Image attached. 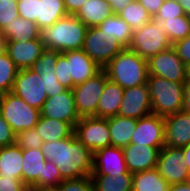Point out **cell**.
<instances>
[{"label": "cell", "instance_id": "6da1fadb", "mask_svg": "<svg viewBox=\"0 0 190 191\" xmlns=\"http://www.w3.org/2000/svg\"><path fill=\"white\" fill-rule=\"evenodd\" d=\"M41 150L46 160L57 166L63 179H78L92 174L94 153L74 133L65 139L44 142Z\"/></svg>", "mask_w": 190, "mask_h": 191}, {"label": "cell", "instance_id": "7a4b0ae2", "mask_svg": "<svg viewBox=\"0 0 190 191\" xmlns=\"http://www.w3.org/2000/svg\"><path fill=\"white\" fill-rule=\"evenodd\" d=\"M88 27L75 15H66L50 27L40 30L46 50L63 53L82 49Z\"/></svg>", "mask_w": 190, "mask_h": 191}, {"label": "cell", "instance_id": "3957f363", "mask_svg": "<svg viewBox=\"0 0 190 191\" xmlns=\"http://www.w3.org/2000/svg\"><path fill=\"white\" fill-rule=\"evenodd\" d=\"M103 70L108 80L123 89L147 84L149 76L147 59L129 48H123Z\"/></svg>", "mask_w": 190, "mask_h": 191}, {"label": "cell", "instance_id": "277c9868", "mask_svg": "<svg viewBox=\"0 0 190 191\" xmlns=\"http://www.w3.org/2000/svg\"><path fill=\"white\" fill-rule=\"evenodd\" d=\"M147 85L153 114L165 117L181 111L184 83H177L165 78L149 75Z\"/></svg>", "mask_w": 190, "mask_h": 191}, {"label": "cell", "instance_id": "5b68a950", "mask_svg": "<svg viewBox=\"0 0 190 191\" xmlns=\"http://www.w3.org/2000/svg\"><path fill=\"white\" fill-rule=\"evenodd\" d=\"M0 113L16 135L34 128L41 116L40 110L32 108L12 92L0 95Z\"/></svg>", "mask_w": 190, "mask_h": 191}, {"label": "cell", "instance_id": "8992f818", "mask_svg": "<svg viewBox=\"0 0 190 191\" xmlns=\"http://www.w3.org/2000/svg\"><path fill=\"white\" fill-rule=\"evenodd\" d=\"M172 47L165 29L160 22L151 19L140 29L133 31L129 49L135 51L140 57H149Z\"/></svg>", "mask_w": 190, "mask_h": 191}, {"label": "cell", "instance_id": "52a82bcc", "mask_svg": "<svg viewBox=\"0 0 190 191\" xmlns=\"http://www.w3.org/2000/svg\"><path fill=\"white\" fill-rule=\"evenodd\" d=\"M107 81V74L102 69L94 77L72 89L76 110L80 118L97 117V107Z\"/></svg>", "mask_w": 190, "mask_h": 191}, {"label": "cell", "instance_id": "ba28073f", "mask_svg": "<svg viewBox=\"0 0 190 191\" xmlns=\"http://www.w3.org/2000/svg\"><path fill=\"white\" fill-rule=\"evenodd\" d=\"M147 64L149 75L169 81L184 83L190 75V69L178 57L173 47L149 57Z\"/></svg>", "mask_w": 190, "mask_h": 191}, {"label": "cell", "instance_id": "9c48e42d", "mask_svg": "<svg viewBox=\"0 0 190 191\" xmlns=\"http://www.w3.org/2000/svg\"><path fill=\"white\" fill-rule=\"evenodd\" d=\"M76 138L93 153L111 146L108 119L83 117L74 127Z\"/></svg>", "mask_w": 190, "mask_h": 191}, {"label": "cell", "instance_id": "30bf717a", "mask_svg": "<svg viewBox=\"0 0 190 191\" xmlns=\"http://www.w3.org/2000/svg\"><path fill=\"white\" fill-rule=\"evenodd\" d=\"M112 37L98 27H90L86 31L82 49L102 69L123 49Z\"/></svg>", "mask_w": 190, "mask_h": 191}, {"label": "cell", "instance_id": "8fae6325", "mask_svg": "<svg viewBox=\"0 0 190 191\" xmlns=\"http://www.w3.org/2000/svg\"><path fill=\"white\" fill-rule=\"evenodd\" d=\"M11 92L37 110L48 98L42 78L30 68L17 71Z\"/></svg>", "mask_w": 190, "mask_h": 191}, {"label": "cell", "instance_id": "7c38bea8", "mask_svg": "<svg viewBox=\"0 0 190 191\" xmlns=\"http://www.w3.org/2000/svg\"><path fill=\"white\" fill-rule=\"evenodd\" d=\"M156 169L170 185L189 182L190 173L182 148L164 145L160 149Z\"/></svg>", "mask_w": 190, "mask_h": 191}, {"label": "cell", "instance_id": "4fadbf2b", "mask_svg": "<svg viewBox=\"0 0 190 191\" xmlns=\"http://www.w3.org/2000/svg\"><path fill=\"white\" fill-rule=\"evenodd\" d=\"M43 117L67 122L73 129L80 120L73 91L67 89L59 95L48 97L40 110Z\"/></svg>", "mask_w": 190, "mask_h": 191}, {"label": "cell", "instance_id": "5bb4252c", "mask_svg": "<svg viewBox=\"0 0 190 191\" xmlns=\"http://www.w3.org/2000/svg\"><path fill=\"white\" fill-rule=\"evenodd\" d=\"M67 58L68 89L94 77L102 68L93 61L83 49L70 50L62 53Z\"/></svg>", "mask_w": 190, "mask_h": 191}, {"label": "cell", "instance_id": "9a60e30c", "mask_svg": "<svg viewBox=\"0 0 190 191\" xmlns=\"http://www.w3.org/2000/svg\"><path fill=\"white\" fill-rule=\"evenodd\" d=\"M152 114V104L147 84L124 89L118 115L139 119Z\"/></svg>", "mask_w": 190, "mask_h": 191}, {"label": "cell", "instance_id": "2e32d148", "mask_svg": "<svg viewBox=\"0 0 190 191\" xmlns=\"http://www.w3.org/2000/svg\"><path fill=\"white\" fill-rule=\"evenodd\" d=\"M130 143L164 146V117L152 113L137 119V125Z\"/></svg>", "mask_w": 190, "mask_h": 191}, {"label": "cell", "instance_id": "e0dca14e", "mask_svg": "<svg viewBox=\"0 0 190 191\" xmlns=\"http://www.w3.org/2000/svg\"><path fill=\"white\" fill-rule=\"evenodd\" d=\"M163 146H147L130 143L122 148L127 170L134 174L155 169Z\"/></svg>", "mask_w": 190, "mask_h": 191}, {"label": "cell", "instance_id": "ac0fdd59", "mask_svg": "<svg viewBox=\"0 0 190 191\" xmlns=\"http://www.w3.org/2000/svg\"><path fill=\"white\" fill-rule=\"evenodd\" d=\"M190 143V113L179 111L164 117V145L182 148Z\"/></svg>", "mask_w": 190, "mask_h": 191}, {"label": "cell", "instance_id": "d6986e66", "mask_svg": "<svg viewBox=\"0 0 190 191\" xmlns=\"http://www.w3.org/2000/svg\"><path fill=\"white\" fill-rule=\"evenodd\" d=\"M45 50L40 38L6 43V52L18 70L31 68Z\"/></svg>", "mask_w": 190, "mask_h": 191}, {"label": "cell", "instance_id": "ffe728a7", "mask_svg": "<svg viewBox=\"0 0 190 191\" xmlns=\"http://www.w3.org/2000/svg\"><path fill=\"white\" fill-rule=\"evenodd\" d=\"M127 167L123 150L120 147L108 146L94 152L91 175H118L126 173Z\"/></svg>", "mask_w": 190, "mask_h": 191}, {"label": "cell", "instance_id": "44dd1931", "mask_svg": "<svg viewBox=\"0 0 190 191\" xmlns=\"http://www.w3.org/2000/svg\"><path fill=\"white\" fill-rule=\"evenodd\" d=\"M22 157V181L40 187V176H43L44 163L47 161L41 148L22 149Z\"/></svg>", "mask_w": 190, "mask_h": 191}, {"label": "cell", "instance_id": "7402d4cb", "mask_svg": "<svg viewBox=\"0 0 190 191\" xmlns=\"http://www.w3.org/2000/svg\"><path fill=\"white\" fill-rule=\"evenodd\" d=\"M113 14L111 5L105 0H87L75 16L90 28L98 27Z\"/></svg>", "mask_w": 190, "mask_h": 191}, {"label": "cell", "instance_id": "603a6c76", "mask_svg": "<svg viewBox=\"0 0 190 191\" xmlns=\"http://www.w3.org/2000/svg\"><path fill=\"white\" fill-rule=\"evenodd\" d=\"M124 89L118 84L108 80L105 83L97 107V118L108 119L118 115V110L123 100Z\"/></svg>", "mask_w": 190, "mask_h": 191}, {"label": "cell", "instance_id": "cb8c5ba5", "mask_svg": "<svg viewBox=\"0 0 190 191\" xmlns=\"http://www.w3.org/2000/svg\"><path fill=\"white\" fill-rule=\"evenodd\" d=\"M111 146L124 148L130 144L137 119L116 115L108 118Z\"/></svg>", "mask_w": 190, "mask_h": 191}, {"label": "cell", "instance_id": "d4e9b609", "mask_svg": "<svg viewBox=\"0 0 190 191\" xmlns=\"http://www.w3.org/2000/svg\"><path fill=\"white\" fill-rule=\"evenodd\" d=\"M22 148L16 143L0 148V176L22 180Z\"/></svg>", "mask_w": 190, "mask_h": 191}, {"label": "cell", "instance_id": "484cf974", "mask_svg": "<svg viewBox=\"0 0 190 191\" xmlns=\"http://www.w3.org/2000/svg\"><path fill=\"white\" fill-rule=\"evenodd\" d=\"M35 128L44 142L65 139L74 133V129L67 122L43 116H40Z\"/></svg>", "mask_w": 190, "mask_h": 191}, {"label": "cell", "instance_id": "4316f807", "mask_svg": "<svg viewBox=\"0 0 190 191\" xmlns=\"http://www.w3.org/2000/svg\"><path fill=\"white\" fill-rule=\"evenodd\" d=\"M2 33L7 42L29 41L40 38L38 25L22 17L15 18L11 24L2 30Z\"/></svg>", "mask_w": 190, "mask_h": 191}, {"label": "cell", "instance_id": "83f0119b", "mask_svg": "<svg viewBox=\"0 0 190 191\" xmlns=\"http://www.w3.org/2000/svg\"><path fill=\"white\" fill-rule=\"evenodd\" d=\"M98 28L102 32L110 35L114 42H118L124 48L129 47L132 40L133 31L118 14H113L112 16L108 17L98 26Z\"/></svg>", "mask_w": 190, "mask_h": 191}, {"label": "cell", "instance_id": "f1b7e54d", "mask_svg": "<svg viewBox=\"0 0 190 191\" xmlns=\"http://www.w3.org/2000/svg\"><path fill=\"white\" fill-rule=\"evenodd\" d=\"M68 15L64 0H39L37 25L41 29L50 27Z\"/></svg>", "mask_w": 190, "mask_h": 191}, {"label": "cell", "instance_id": "f546056e", "mask_svg": "<svg viewBox=\"0 0 190 191\" xmlns=\"http://www.w3.org/2000/svg\"><path fill=\"white\" fill-rule=\"evenodd\" d=\"M94 191H132L133 174L90 175Z\"/></svg>", "mask_w": 190, "mask_h": 191}, {"label": "cell", "instance_id": "4dcf8cb0", "mask_svg": "<svg viewBox=\"0 0 190 191\" xmlns=\"http://www.w3.org/2000/svg\"><path fill=\"white\" fill-rule=\"evenodd\" d=\"M169 187L156 168L133 174L132 191H168Z\"/></svg>", "mask_w": 190, "mask_h": 191}, {"label": "cell", "instance_id": "1f68e13d", "mask_svg": "<svg viewBox=\"0 0 190 191\" xmlns=\"http://www.w3.org/2000/svg\"><path fill=\"white\" fill-rule=\"evenodd\" d=\"M118 15L131 27L132 31L140 29L152 19L137 0H131Z\"/></svg>", "mask_w": 190, "mask_h": 191}, {"label": "cell", "instance_id": "d6a6232c", "mask_svg": "<svg viewBox=\"0 0 190 191\" xmlns=\"http://www.w3.org/2000/svg\"><path fill=\"white\" fill-rule=\"evenodd\" d=\"M171 44L186 38L190 34V16H179L160 22Z\"/></svg>", "mask_w": 190, "mask_h": 191}, {"label": "cell", "instance_id": "836d02e7", "mask_svg": "<svg viewBox=\"0 0 190 191\" xmlns=\"http://www.w3.org/2000/svg\"><path fill=\"white\" fill-rule=\"evenodd\" d=\"M17 71L7 52L0 53V95L12 91Z\"/></svg>", "mask_w": 190, "mask_h": 191}, {"label": "cell", "instance_id": "e575fe53", "mask_svg": "<svg viewBox=\"0 0 190 191\" xmlns=\"http://www.w3.org/2000/svg\"><path fill=\"white\" fill-rule=\"evenodd\" d=\"M63 180L57 166L47 160L44 163L43 176H40V187L42 189H56Z\"/></svg>", "mask_w": 190, "mask_h": 191}, {"label": "cell", "instance_id": "d590c367", "mask_svg": "<svg viewBox=\"0 0 190 191\" xmlns=\"http://www.w3.org/2000/svg\"><path fill=\"white\" fill-rule=\"evenodd\" d=\"M184 10L178 0H164L163 5L153 18L157 22L185 16Z\"/></svg>", "mask_w": 190, "mask_h": 191}, {"label": "cell", "instance_id": "8d00e7d4", "mask_svg": "<svg viewBox=\"0 0 190 191\" xmlns=\"http://www.w3.org/2000/svg\"><path fill=\"white\" fill-rule=\"evenodd\" d=\"M44 141L34 127L29 130H24L16 135V144L22 149H37L41 148Z\"/></svg>", "mask_w": 190, "mask_h": 191}, {"label": "cell", "instance_id": "74e56055", "mask_svg": "<svg viewBox=\"0 0 190 191\" xmlns=\"http://www.w3.org/2000/svg\"><path fill=\"white\" fill-rule=\"evenodd\" d=\"M59 54L60 53L57 51L45 50L30 69L38 74L47 71H55V65Z\"/></svg>", "mask_w": 190, "mask_h": 191}, {"label": "cell", "instance_id": "f35d334b", "mask_svg": "<svg viewBox=\"0 0 190 191\" xmlns=\"http://www.w3.org/2000/svg\"><path fill=\"white\" fill-rule=\"evenodd\" d=\"M57 191H94L90 176L78 179H64L57 187Z\"/></svg>", "mask_w": 190, "mask_h": 191}, {"label": "cell", "instance_id": "ab89813d", "mask_svg": "<svg viewBox=\"0 0 190 191\" xmlns=\"http://www.w3.org/2000/svg\"><path fill=\"white\" fill-rule=\"evenodd\" d=\"M19 17L17 0H0V30Z\"/></svg>", "mask_w": 190, "mask_h": 191}, {"label": "cell", "instance_id": "60d3db41", "mask_svg": "<svg viewBox=\"0 0 190 191\" xmlns=\"http://www.w3.org/2000/svg\"><path fill=\"white\" fill-rule=\"evenodd\" d=\"M39 0H17L19 17L37 24Z\"/></svg>", "mask_w": 190, "mask_h": 191}, {"label": "cell", "instance_id": "b9f144b4", "mask_svg": "<svg viewBox=\"0 0 190 191\" xmlns=\"http://www.w3.org/2000/svg\"><path fill=\"white\" fill-rule=\"evenodd\" d=\"M39 75L42 78L43 84L45 85V91L48 97L59 95L67 90V88L58 82L54 71L43 72Z\"/></svg>", "mask_w": 190, "mask_h": 191}, {"label": "cell", "instance_id": "7bdbcfd3", "mask_svg": "<svg viewBox=\"0 0 190 191\" xmlns=\"http://www.w3.org/2000/svg\"><path fill=\"white\" fill-rule=\"evenodd\" d=\"M16 143V134L0 113V148Z\"/></svg>", "mask_w": 190, "mask_h": 191}, {"label": "cell", "instance_id": "ee69618b", "mask_svg": "<svg viewBox=\"0 0 190 191\" xmlns=\"http://www.w3.org/2000/svg\"><path fill=\"white\" fill-rule=\"evenodd\" d=\"M172 47L182 62L190 69V34L186 38L176 41Z\"/></svg>", "mask_w": 190, "mask_h": 191}, {"label": "cell", "instance_id": "f6af8a7d", "mask_svg": "<svg viewBox=\"0 0 190 191\" xmlns=\"http://www.w3.org/2000/svg\"><path fill=\"white\" fill-rule=\"evenodd\" d=\"M54 72L58 82L68 89L67 58L62 53L58 55Z\"/></svg>", "mask_w": 190, "mask_h": 191}, {"label": "cell", "instance_id": "bcb514c9", "mask_svg": "<svg viewBox=\"0 0 190 191\" xmlns=\"http://www.w3.org/2000/svg\"><path fill=\"white\" fill-rule=\"evenodd\" d=\"M24 185V182L17 177L0 176V191H21Z\"/></svg>", "mask_w": 190, "mask_h": 191}, {"label": "cell", "instance_id": "7dc6e473", "mask_svg": "<svg viewBox=\"0 0 190 191\" xmlns=\"http://www.w3.org/2000/svg\"><path fill=\"white\" fill-rule=\"evenodd\" d=\"M148 12L153 19L160 7L163 5L164 0H137Z\"/></svg>", "mask_w": 190, "mask_h": 191}, {"label": "cell", "instance_id": "c3c4849f", "mask_svg": "<svg viewBox=\"0 0 190 191\" xmlns=\"http://www.w3.org/2000/svg\"><path fill=\"white\" fill-rule=\"evenodd\" d=\"M87 0H64V5L69 15H75Z\"/></svg>", "mask_w": 190, "mask_h": 191}, {"label": "cell", "instance_id": "681fc988", "mask_svg": "<svg viewBox=\"0 0 190 191\" xmlns=\"http://www.w3.org/2000/svg\"><path fill=\"white\" fill-rule=\"evenodd\" d=\"M181 111L190 113V75L184 82L183 104Z\"/></svg>", "mask_w": 190, "mask_h": 191}, {"label": "cell", "instance_id": "f907efd6", "mask_svg": "<svg viewBox=\"0 0 190 191\" xmlns=\"http://www.w3.org/2000/svg\"><path fill=\"white\" fill-rule=\"evenodd\" d=\"M112 7L114 14L120 13L131 0H105Z\"/></svg>", "mask_w": 190, "mask_h": 191}, {"label": "cell", "instance_id": "816d5d0a", "mask_svg": "<svg viewBox=\"0 0 190 191\" xmlns=\"http://www.w3.org/2000/svg\"><path fill=\"white\" fill-rule=\"evenodd\" d=\"M168 191H190V183L185 182V183L170 185Z\"/></svg>", "mask_w": 190, "mask_h": 191}, {"label": "cell", "instance_id": "f5cc1de1", "mask_svg": "<svg viewBox=\"0 0 190 191\" xmlns=\"http://www.w3.org/2000/svg\"><path fill=\"white\" fill-rule=\"evenodd\" d=\"M183 154H184V160L186 162V166L188 168V171L190 173V143L184 147H182Z\"/></svg>", "mask_w": 190, "mask_h": 191}, {"label": "cell", "instance_id": "db71d44e", "mask_svg": "<svg viewBox=\"0 0 190 191\" xmlns=\"http://www.w3.org/2000/svg\"><path fill=\"white\" fill-rule=\"evenodd\" d=\"M178 1L184 10V13L190 16V0H178Z\"/></svg>", "mask_w": 190, "mask_h": 191}, {"label": "cell", "instance_id": "11a10c76", "mask_svg": "<svg viewBox=\"0 0 190 191\" xmlns=\"http://www.w3.org/2000/svg\"><path fill=\"white\" fill-rule=\"evenodd\" d=\"M42 188L38 185H32V184H25L21 191H41Z\"/></svg>", "mask_w": 190, "mask_h": 191}, {"label": "cell", "instance_id": "9f6ffc18", "mask_svg": "<svg viewBox=\"0 0 190 191\" xmlns=\"http://www.w3.org/2000/svg\"><path fill=\"white\" fill-rule=\"evenodd\" d=\"M6 43H7V39L4 37L2 31L0 30V53H3L6 51Z\"/></svg>", "mask_w": 190, "mask_h": 191}, {"label": "cell", "instance_id": "6f0895ef", "mask_svg": "<svg viewBox=\"0 0 190 191\" xmlns=\"http://www.w3.org/2000/svg\"><path fill=\"white\" fill-rule=\"evenodd\" d=\"M41 191H57L56 189H42Z\"/></svg>", "mask_w": 190, "mask_h": 191}]
</instances>
